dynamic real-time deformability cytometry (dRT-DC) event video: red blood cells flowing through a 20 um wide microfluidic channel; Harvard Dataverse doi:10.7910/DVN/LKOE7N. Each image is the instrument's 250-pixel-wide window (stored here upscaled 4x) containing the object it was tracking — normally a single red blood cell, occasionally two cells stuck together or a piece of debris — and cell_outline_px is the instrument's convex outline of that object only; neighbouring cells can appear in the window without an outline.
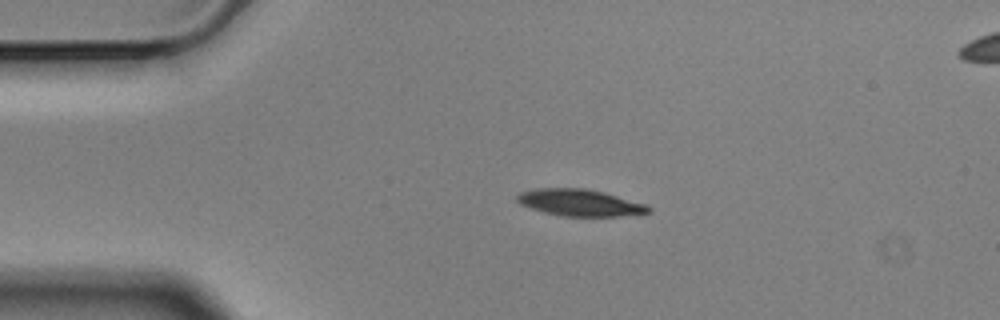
{"species": "Egyptian fruit bat (a non-hibernating species)", "species_latin": "Rousettus aegyptiacus", "temperature_condition": "cold", "stored_images_in_passage": 5, "camera_frame_rate_fps": 3000, "um_per_image_px": 0.085, "animal": {"sex": "male"}, "frame": {"image": 1, "passage_image": 3, "time_ms": 0.667, "image_size_px": [1000, 320], "cell_outline_px": [[652, 212], [620, 216], [564, 216], [544, 212], [520, 204], [516, 200], [516, 196], [520, 192], [536, 188], [584, 188], [604, 192], [648, 204], [652, 208]], "centroid_in_image_um": [49.33, 17.22], "position_along_channel_um": 35.7, "area_um2": 20.58}}